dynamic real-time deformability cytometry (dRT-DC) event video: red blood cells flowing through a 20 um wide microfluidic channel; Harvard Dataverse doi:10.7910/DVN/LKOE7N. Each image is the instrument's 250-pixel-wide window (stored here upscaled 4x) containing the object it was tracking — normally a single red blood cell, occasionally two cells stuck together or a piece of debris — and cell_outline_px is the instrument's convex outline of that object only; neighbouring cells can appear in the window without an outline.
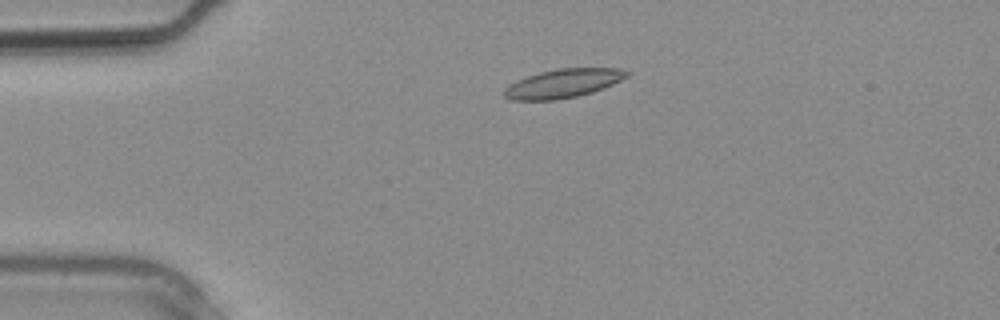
{"species": "common noctule bat (a hibernating species)", "species_latin": "Nyctalus noctula", "temperature_condition": "warm", "stored_images_in_passage": 3, "camera_frame_rate_fps": 3000, "um_per_image_px": 0.085, "animal": {"sex": "male", "body_mass_g": 20.4}, "frame": {"image": 1, "passage_image": 2, "time_ms": 0.333, "image_size_px": [1000, 320], "cell_outline_px": [[632, 72], [628, 76], [604, 88], [592, 92], [576, 96], [556, 100], [512, 100], [504, 96], [504, 88], [508, 84], [516, 80], [540, 72], [556, 68], [620, 68]], "centroid_in_image_um": [47.86, 7.08], "position_along_channel_um": 37.1, "area_um2": 20.63}}
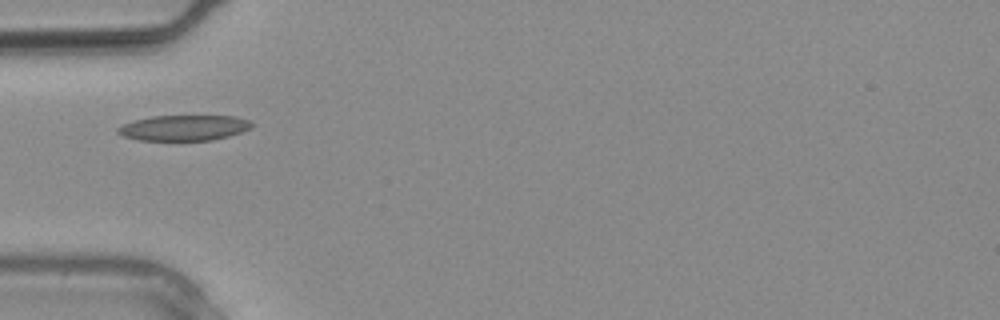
{"frame": {"image": 2, "passage_image": 3, "time_ms": 0.667, "image_size_px": [1000, 320], "cell_outline_px": [[252, 128], [228, 136], [212, 140], [140, 140], [124, 136], [116, 132], [116, 128], [124, 124], [136, 120], [152, 116], [236, 116], [248, 120], [252, 124]], "centroid_in_image_um": [15.64, 10.86], "position_along_channel_um": 69.4, "area_um2": 19.71}}